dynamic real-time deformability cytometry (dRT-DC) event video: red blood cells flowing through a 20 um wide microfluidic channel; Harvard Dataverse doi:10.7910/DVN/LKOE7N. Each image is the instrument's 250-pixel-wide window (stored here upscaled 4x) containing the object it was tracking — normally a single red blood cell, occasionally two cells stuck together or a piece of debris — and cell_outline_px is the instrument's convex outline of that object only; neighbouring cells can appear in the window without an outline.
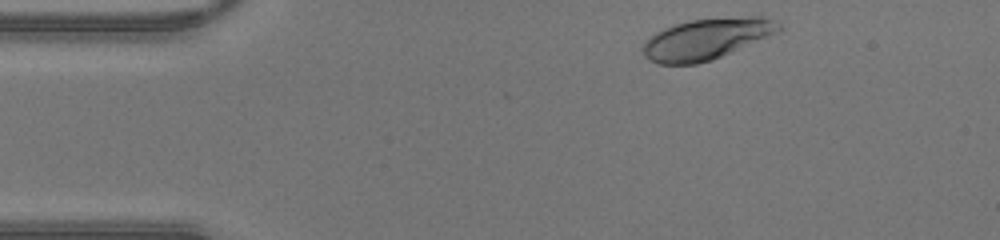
{"species": "human", "species_latin": "Homo sapiens", "temperature_condition": "warm", "stored_images_in_passage": 35, "camera_frame_rate_fps": 3000, "um_per_image_px": 0.085, "donor": {"sex": "male"}, "frame": {"image": 1, "passage_image": 2, "time_ms": 0.333, "image_size_px": [1000, 240], "cell_outline_px": [[784, 28], [780, 32], [712, 60], [696, 64], [660, 64], [648, 60], [644, 56], [644, 40], [656, 32], [664, 28], [688, 20], [748, 16], [760, 16], [772, 20], [780, 24]], "centroid_in_image_um": [60.07, 3.31], "position_along_channel_um": 24.9, "area_um2": 32.54}}
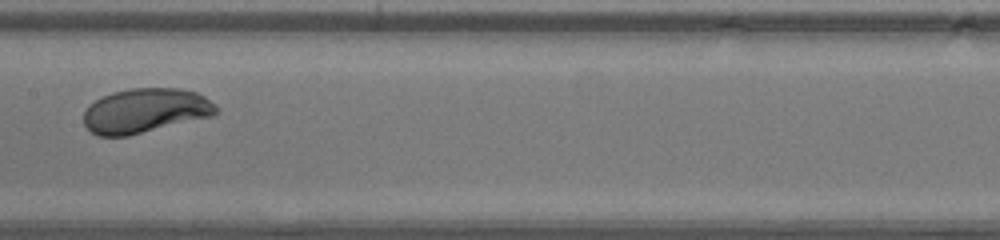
{"frame": {"image": 2, "passage_image": 18, "time_ms": 5.667, "image_size_px": [1000, 240], "cell_outline_px": [[220, 112], [216, 116], [128, 136], [96, 136], [84, 124], [84, 112], [88, 104], [112, 92], [132, 88], [180, 88], [196, 92], [204, 96], [216, 104]], "centroid_in_image_um": [12.4, 9.41], "position_along_channel_um": 195.0, "area_um2": 34.85}}
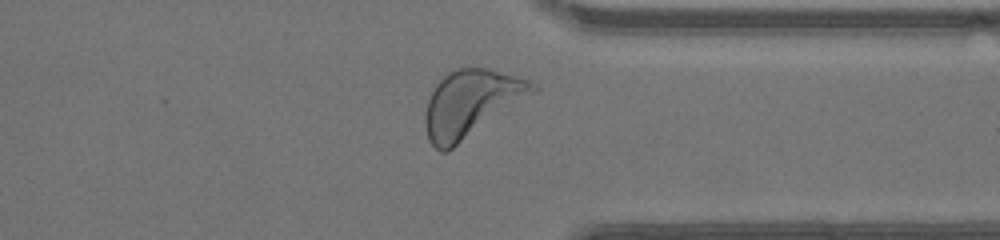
{"frame": {"image": 3, "passage_image": 30, "time_ms": 9.667, "image_size_px": [1000, 240], "cell_outline_px": [[540, 88], [536, 92], [448, 152], [440, 152], [428, 140], [424, 124], [424, 112], [428, 100], [436, 84], [448, 72], [456, 68], [488, 68], [516, 76], [528, 80], [536, 84]], "centroid_in_image_um": [40.03, 8.81], "position_along_channel_um": 371.4, "area_um2": 41.96}}